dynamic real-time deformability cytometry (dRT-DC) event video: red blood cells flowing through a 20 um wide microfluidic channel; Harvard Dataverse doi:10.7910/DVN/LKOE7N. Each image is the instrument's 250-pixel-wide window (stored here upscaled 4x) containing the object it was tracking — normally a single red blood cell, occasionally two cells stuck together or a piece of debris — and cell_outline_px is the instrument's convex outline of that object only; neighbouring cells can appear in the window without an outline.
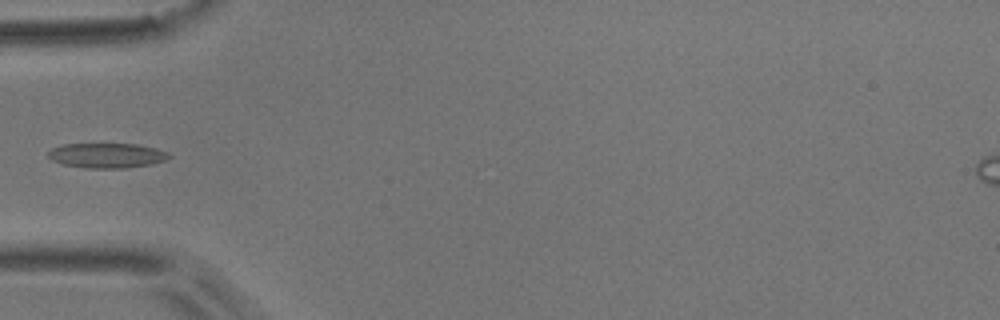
{"species": "common noctule bat (a hibernating species)", "species_latin": "Nyctalus noctula", "temperature_condition": "room temperature", "stored_images_in_passage": 2, "camera_frame_rate_fps": 3000, "um_per_image_px": 0.085, "animal": {"sex": "male", "body_mass_g": 17.9}, "frame": {"image": 1, "passage_image": 1, "time_ms": 0.0, "image_size_px": [1000, 320], "cell_outline_px": [[172, 156], [168, 160], [152, 164], [124, 168], [88, 168], [64, 164], [52, 160], [48, 156], [48, 152], [52, 148], [64, 144], [136, 144], [156, 148], [168, 152]], "centroid_in_image_um": [9.14, 13.21], "position_along_channel_um": 75.9, "area_um2": 17.51}}
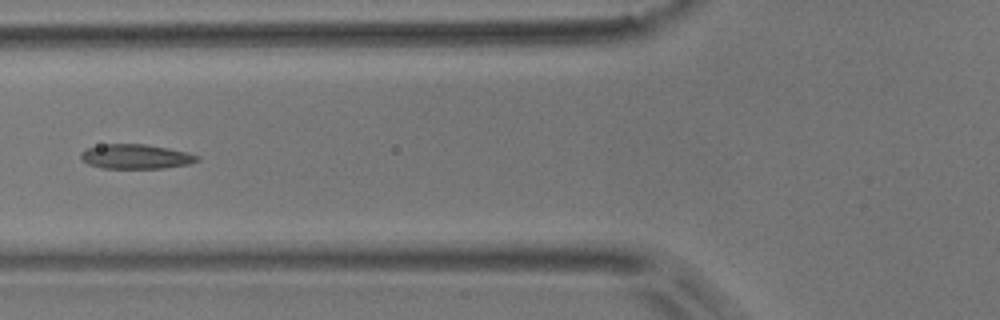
{"frame": {"image": 2, "passage_image": 2, "time_ms": 0.333, "image_size_px": [1000, 320], "cell_outline_px": [[200, 160], [188, 164], [164, 168], [100, 168], [88, 164], [80, 160], [80, 152], [88, 148], [104, 144], [144, 144], [168, 148], [188, 152], [200, 156]], "centroid_in_image_um": [11.53, 13.31], "position_along_channel_um": 114.3, "area_um2": 16.76}}